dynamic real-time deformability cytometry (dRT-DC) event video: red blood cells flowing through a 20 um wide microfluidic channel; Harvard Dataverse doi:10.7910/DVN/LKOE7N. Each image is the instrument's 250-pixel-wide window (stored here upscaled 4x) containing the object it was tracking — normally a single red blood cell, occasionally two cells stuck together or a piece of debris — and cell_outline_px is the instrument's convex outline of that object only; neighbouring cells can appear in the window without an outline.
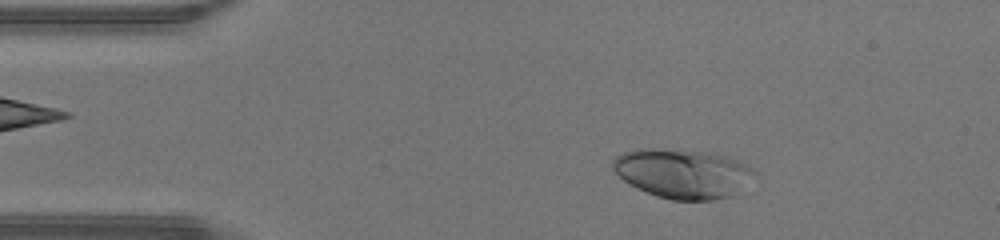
{"species": "human", "species_latin": "Homo sapiens", "temperature_condition": "warm", "stored_images_in_passage": 40, "camera_frame_rate_fps": 3000, "um_per_image_px": 0.085, "donor": {"sex": "male"}, "frame": {"image": 1, "passage_image": 5, "time_ms": 1.333, "image_size_px": [1000, 240], "cell_outline_px": [[756, 172], [736, 196], [712, 200], [672, 200], [656, 196], [624, 180], [612, 168], [612, 160], [616, 156], [624, 152], [636, 148], [652, 148], [704, 152], [728, 156], [748, 164]], "centroid_in_image_um": [58.06, 14.75], "position_along_channel_um": 26.9, "area_um2": 40.69}}
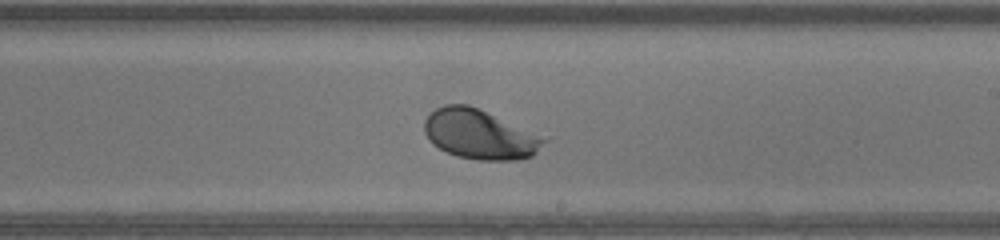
{"frame": {"image": 2, "passage_image": 24, "time_ms": 7.667, "image_size_px": [1000, 240], "cell_outline_px": [[548, 140], [532, 156], [516, 160], [476, 160], [456, 156], [432, 144], [428, 140], [424, 132], [424, 120], [436, 108], [444, 104], [468, 104], [548, 136]], "centroid_in_image_um": [40.82, 11.41], "position_along_channel_um": 248.2, "area_um2": 35.08}}
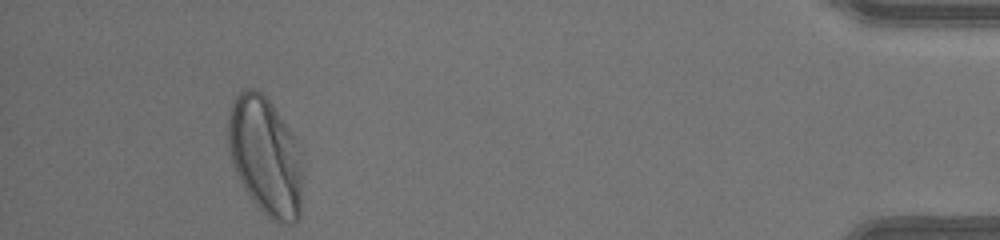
{"frame": {"image": 3, "passage_image": 40, "time_ms": 13.0, "image_size_px": [1000, 240], "cell_outline_px": [[300, 216], [292, 224], [280, 224], [268, 216], [256, 204], [244, 188], [236, 172], [232, 160], [228, 144], [228, 116], [232, 100], [244, 88], [256, 88], [272, 104], [296, 140], [300, 152]], "centroid_in_image_um": [22.53, 13.25], "position_along_channel_um": 412.7, "area_um2": 50.63}, "authors_computed_cell_mechanics": {"area_um2": 37.7434, "velocity_mm_per_s": 4.4253, "shape_relaxation_time_tau1_ms": 1.8758, "shape_relaxation_time_tau2_ms": null, "deformation_change_tau1": 0.1678, "deformation_change_tau2": null}}